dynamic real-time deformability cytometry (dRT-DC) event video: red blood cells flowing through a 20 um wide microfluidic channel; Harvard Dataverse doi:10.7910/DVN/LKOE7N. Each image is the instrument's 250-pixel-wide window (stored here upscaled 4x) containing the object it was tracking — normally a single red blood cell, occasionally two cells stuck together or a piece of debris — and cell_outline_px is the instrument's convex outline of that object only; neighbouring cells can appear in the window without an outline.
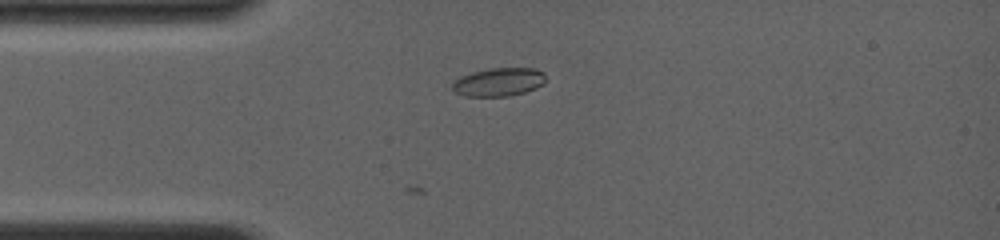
{"species": "common noctule bat (a hibernating species)", "species_latin": "Nyctalus noctula", "temperature_condition": "room temperature", "stored_images_in_passage": 26, "camera_frame_rate_fps": 4000, "um_per_image_px": 0.085, "animal": {"sex": "female", "body_mass_g": 19.0, "forearm_length_mm": 56.7}, "frame": {"image": 1, "passage_image": 2, "time_ms": 0.25, "image_size_px": [1000, 240], "cell_outline_px": [[544, 84], [536, 88], [524, 92], [508, 96], [464, 96], [456, 92], [452, 88], [452, 80], [460, 76], [472, 72], [492, 68], [536, 68], [544, 72]], "centroid_in_image_um": [42.37, 6.96], "position_along_channel_um": 42.6, "area_um2": 15.49}}
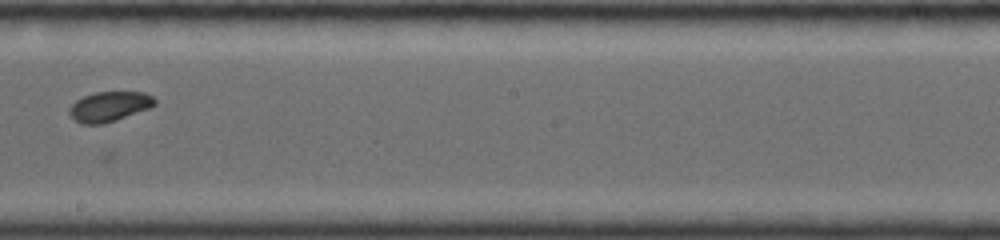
{"frame": {"image": 2, "passage_image": 13, "time_ms": 5.5, "image_size_px": [1000, 240], "cell_outline_px": [[156, 104], [152, 108], [104, 124], [80, 124], [68, 112], [68, 108], [76, 100], [92, 92], [144, 92], [152, 96], [156, 100]], "centroid_in_image_um": [9.31, 9.05], "position_along_channel_um": 238.9, "area_um2": 15.09}}
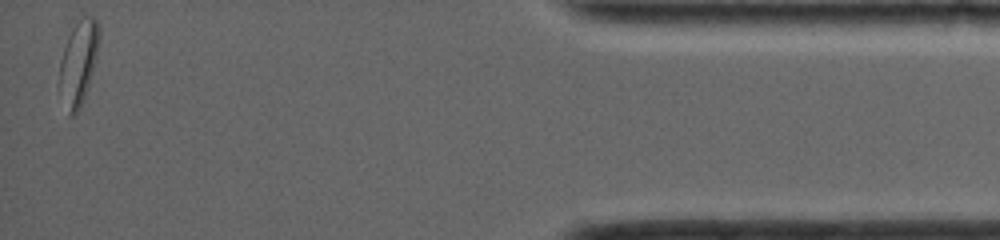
{"frame": {"image": 3, "passage_image": 26, "time_ms": 11.75, "image_size_px": [1000, 240], "cell_outline_px": [[100, 36], [96, 56], [88, 88], [80, 108], [72, 116], [68, 116], [60, 80], [60, 60], [68, 36], [72, 28], [80, 20], [92, 16], [96, 20], [100, 28]], "centroid_in_image_um": [6.7, 5.31], "position_along_channel_um": 428.5, "area_um2": 18.79}}